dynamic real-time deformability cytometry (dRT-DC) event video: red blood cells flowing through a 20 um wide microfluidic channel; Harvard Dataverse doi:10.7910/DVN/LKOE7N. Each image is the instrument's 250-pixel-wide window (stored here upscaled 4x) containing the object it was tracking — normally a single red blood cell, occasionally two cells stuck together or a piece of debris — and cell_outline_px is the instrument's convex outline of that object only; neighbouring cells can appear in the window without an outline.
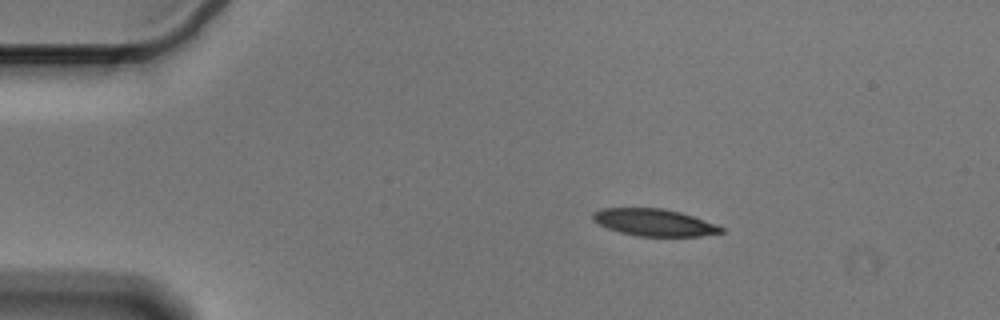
{"species": "Egyptian fruit bat (a non-hibernating species)", "species_latin": "Rousettus aegyptiacus", "temperature_condition": "cold", "stored_images_in_passage": 47, "camera_frame_rate_fps": 3000, "um_per_image_px": 0.085, "animal": {"sex": "male"}, "frame": {"image": 1, "passage_image": 1, "time_ms": 0.0, "image_size_px": [1000, 320], "cell_outline_px": [[724, 232], [700, 236], [640, 236], [620, 232], [608, 228], [592, 220], [592, 212], [600, 208], [664, 208], [680, 212], [716, 224], [724, 228]], "centroid_in_image_um": [55.59, 18.9], "position_along_channel_um": 29.4, "area_um2": 20.17}}
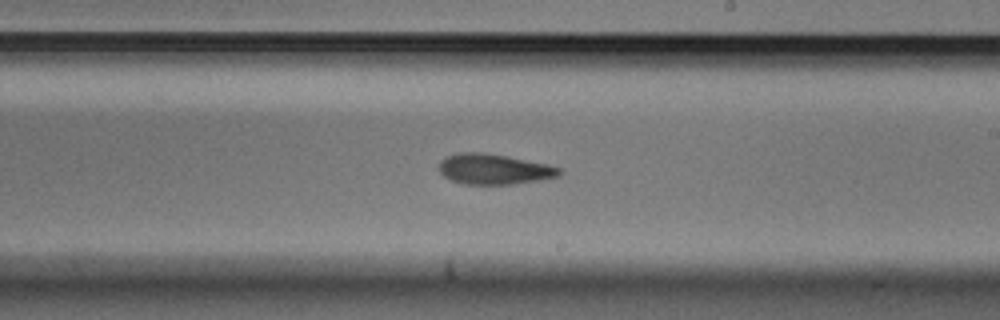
{"frame": {"image": 2, "passage_image": 24, "time_ms": 7.667, "image_size_px": [1000, 320], "cell_outline_px": [[560, 176], [540, 180], [512, 184], [464, 184], [452, 180], [444, 176], [440, 172], [440, 160], [444, 156], [456, 152], [484, 152], [548, 164], [560, 168]], "centroid_in_image_um": [41.96, 14.37], "position_along_channel_um": 247.0, "area_um2": 21.33}}
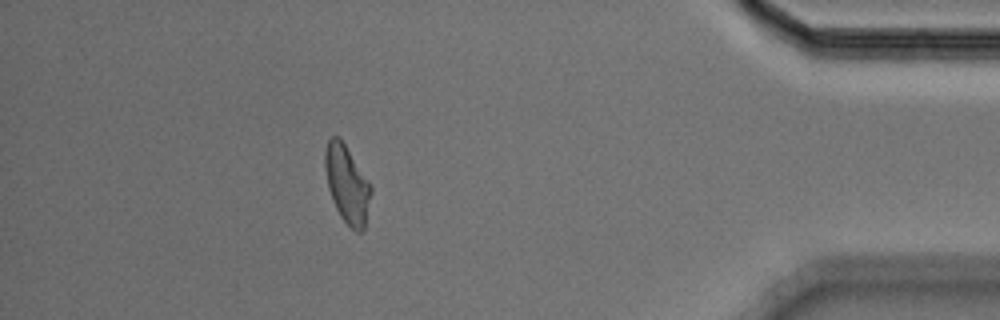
{"frame": {"image": 3, "passage_image": 41, "time_ms": 13.333, "image_size_px": [1000, 320], "cell_outline_px": [[372, 192], [364, 228], [360, 232], [356, 232], [340, 216], [336, 208], [328, 188], [324, 168], [324, 152], [328, 140], [332, 136], [340, 136], [372, 184]], "centroid_in_image_um": [29.5, 15.61], "position_along_channel_um": 405.7, "area_um2": 21.04}, "authors_computed_cell_mechanics": {"area_um2": 21.2704, "velocity_mm_per_s": 3.5841, "shape_relaxation_time_tau1_ms": 6.4404, "shape_relaxation_time_tau2_ms": 6.834, "deformation_change_tau1": 0.1952, "deformation_change_tau2": 0.1424}}